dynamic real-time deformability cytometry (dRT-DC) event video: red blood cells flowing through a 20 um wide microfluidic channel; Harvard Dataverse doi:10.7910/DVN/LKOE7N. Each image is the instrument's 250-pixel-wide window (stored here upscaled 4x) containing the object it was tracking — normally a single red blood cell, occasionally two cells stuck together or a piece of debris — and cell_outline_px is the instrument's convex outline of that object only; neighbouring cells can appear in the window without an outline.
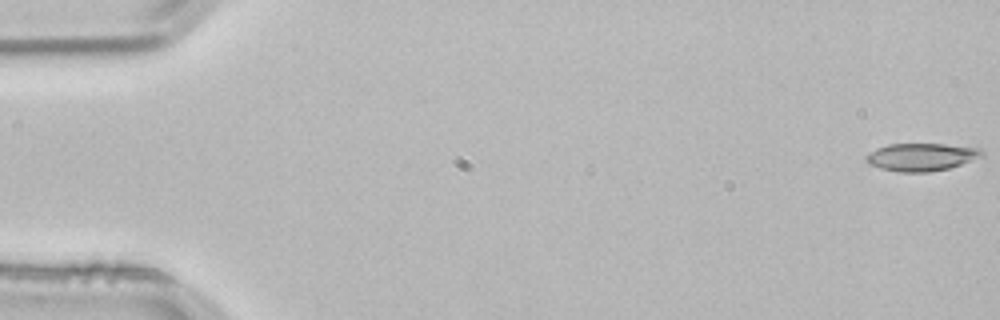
{"species": "common noctule bat (a hibernating species)", "species_latin": "Nyctalus noctula", "temperature_condition": "room temperature", "stored_images_in_passage": 5, "camera_frame_rate_fps": 3000, "um_per_image_px": 0.085, "animal": {"sex": "male", "body_mass_g": 21.5, "forearm_length_mm": 52.0}, "frame": {"image": 1, "passage_image": 1, "time_ms": 0.0, "image_size_px": [1000, 320], "cell_outline_px": [[984, 156], [948, 168], [928, 172], [900, 172], [880, 168], [868, 164], [864, 160], [864, 156], [868, 152], [876, 148], [888, 144], [944, 144], [980, 148], [984, 152]], "centroid_in_image_um": [78.27, 13.34], "position_along_channel_um": 6.7, "area_um2": 18.79}}